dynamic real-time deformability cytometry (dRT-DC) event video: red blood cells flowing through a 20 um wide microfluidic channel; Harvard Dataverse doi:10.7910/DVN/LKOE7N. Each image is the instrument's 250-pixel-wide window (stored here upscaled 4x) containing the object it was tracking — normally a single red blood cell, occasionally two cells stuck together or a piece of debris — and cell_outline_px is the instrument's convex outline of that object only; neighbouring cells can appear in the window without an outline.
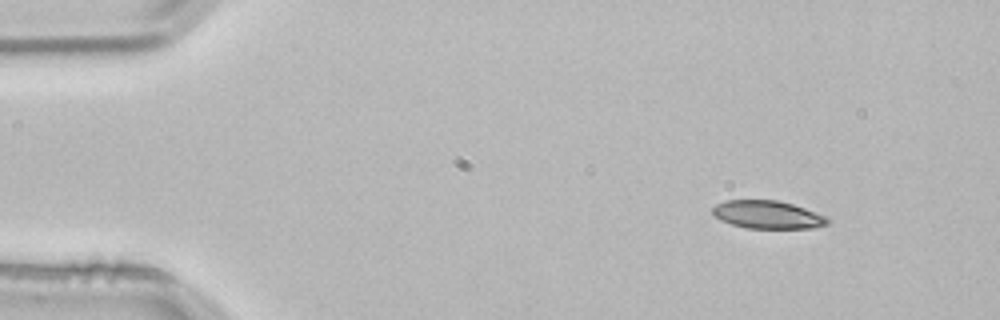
{"species": "common noctule bat (a hibernating species)", "species_latin": "Nyctalus noctula", "temperature_condition": "room temperature", "stored_images_in_passage": 3, "camera_frame_rate_fps": 3000, "um_per_image_px": 0.085, "animal": {"sex": "male", "body_mass_g": 21.5, "forearm_length_mm": 52.0}, "frame": {"image": 1, "passage_image": 1, "time_ms": 0.0, "image_size_px": [1000, 320], "cell_outline_px": [[828, 224], [812, 228], [748, 228], [732, 224], [720, 220], [712, 212], [712, 208], [716, 204], [724, 200], [776, 200], [792, 204], [804, 208], [824, 216], [828, 220]], "centroid_in_image_um": [65.2, 18.24], "position_along_channel_um": 19.8, "area_um2": 18.5}}
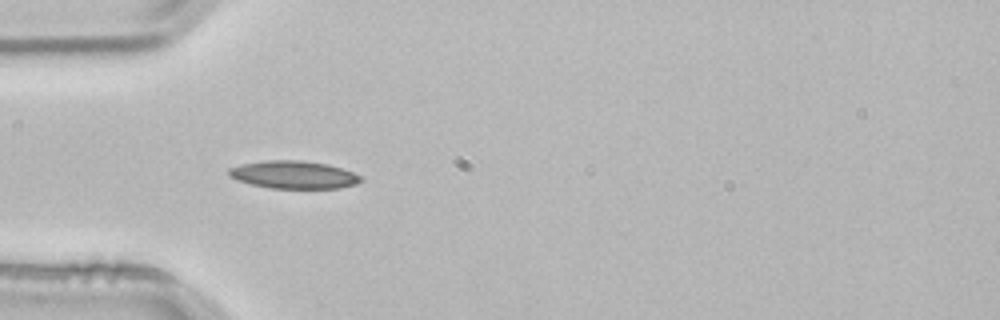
{"frame": {"image": 2, "passage_image": 3, "time_ms": 0.667, "image_size_px": [1000, 320], "cell_outline_px": [[364, 180], [356, 184], [340, 188], [268, 188], [236, 180], [228, 176], [228, 168], [240, 164], [264, 160], [300, 160], [328, 164], [352, 172], [360, 176]], "centroid_in_image_um": [24.93, 14.85], "position_along_channel_um": 60.1, "area_um2": 21.44}}